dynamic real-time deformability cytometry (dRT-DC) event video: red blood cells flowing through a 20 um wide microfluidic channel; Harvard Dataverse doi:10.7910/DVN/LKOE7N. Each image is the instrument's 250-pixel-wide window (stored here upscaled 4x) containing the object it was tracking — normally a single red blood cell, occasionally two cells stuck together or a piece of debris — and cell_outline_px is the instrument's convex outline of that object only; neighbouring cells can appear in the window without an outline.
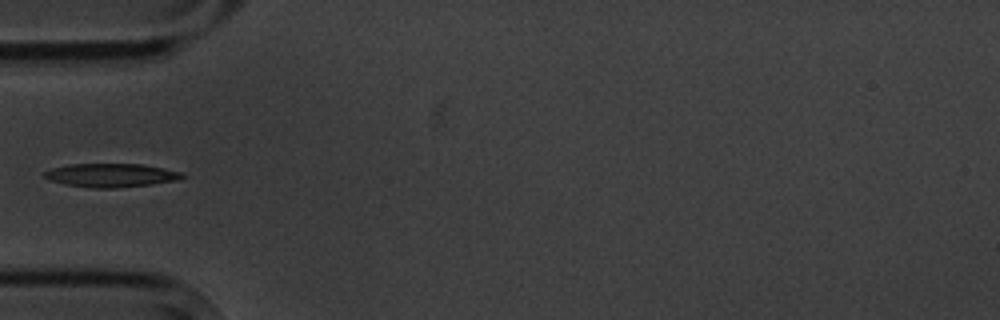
{"species": "common noctule bat (a hibernating species)", "species_latin": "Nyctalus noctula", "temperature_condition": "cold", "stored_images_in_passage": 8, "camera_frame_rate_fps": 3000, "um_per_image_px": 0.085, "animal": {"sex": "male", "body_mass_g": 20.1, "forearm_length_mm": 53.5}, "frame": {"image": 1, "passage_image": 6, "time_ms": 6.0, "image_size_px": [1000, 320], "cell_outline_px": [[184, 176], [176, 180], [152, 184], [116, 188], [92, 188], [64, 184], [48, 180], [44, 176], [44, 172], [52, 168], [68, 164], [140, 164], [164, 168], [180, 172]], "centroid_in_image_um": [9.39, 14.9], "position_along_channel_um": 75.6, "area_um2": 18.84}}
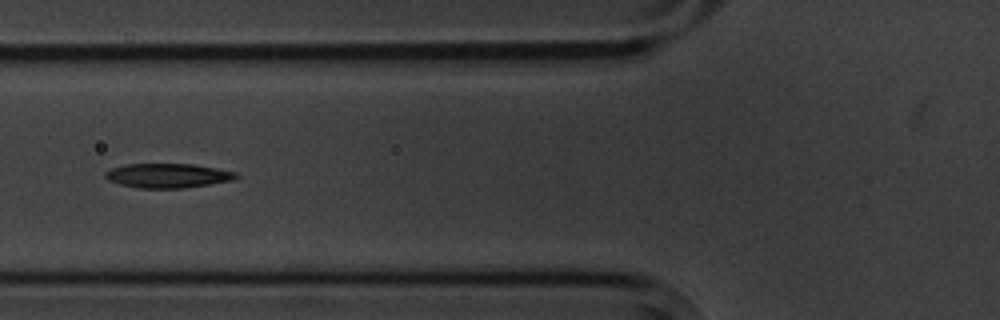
{"frame": {"image": 2, "passage_image": 7, "time_ms": 7.0, "image_size_px": [1000, 320], "cell_outline_px": [[240, 176], [232, 180], [184, 188], [140, 188], [120, 184], [108, 180], [104, 176], [104, 172], [112, 168], [124, 164], [192, 164], [216, 168], [236, 172]], "centroid_in_image_um": [14.24, 14.92], "position_along_channel_um": 111.6, "area_um2": 18.5}}
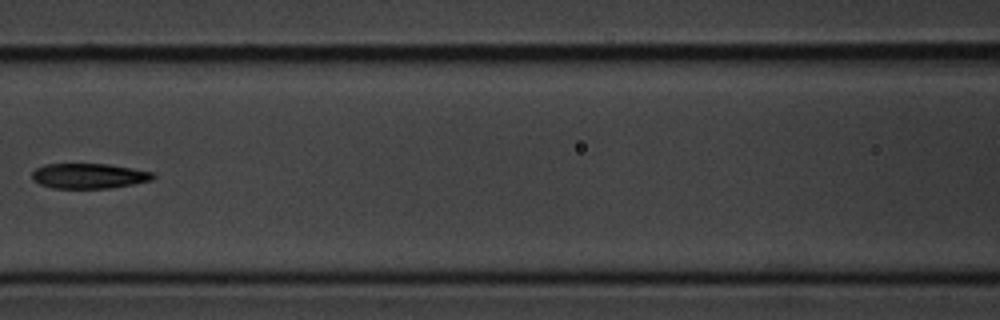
{"frame": {"image": 3, "passage_image": 8, "time_ms": 8.333, "image_size_px": [1000, 320], "cell_outline_px": [[156, 176], [152, 180], [132, 184], [108, 188], [52, 188], [40, 184], [32, 180], [32, 172], [36, 168], [44, 164], [108, 164], [156, 172]], "centroid_in_image_um": [7.57, 14.95], "position_along_channel_um": 159.0, "area_um2": 17.8}}